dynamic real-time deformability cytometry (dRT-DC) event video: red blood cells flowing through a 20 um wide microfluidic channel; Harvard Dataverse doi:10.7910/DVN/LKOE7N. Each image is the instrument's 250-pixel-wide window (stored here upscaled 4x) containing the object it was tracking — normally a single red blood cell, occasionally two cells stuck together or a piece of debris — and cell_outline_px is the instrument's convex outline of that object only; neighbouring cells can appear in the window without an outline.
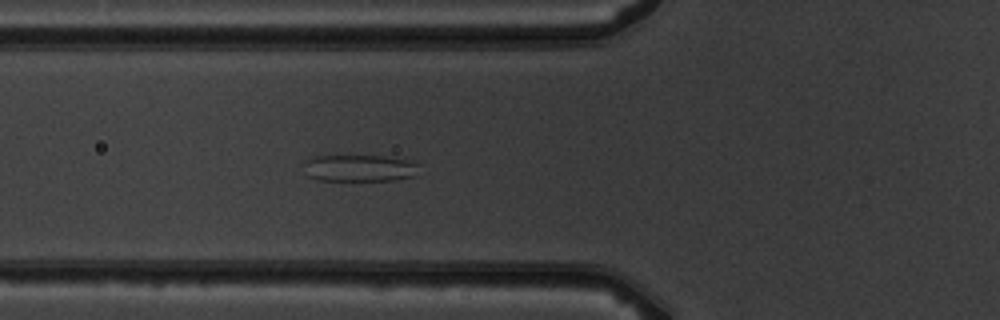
{"species": "common noctule bat (a hibernating species)", "species_latin": "Nyctalus noctula", "temperature_condition": "warm", "stored_images_in_passage": 5, "camera_frame_rate_fps": 3000, "um_per_image_px": 0.085, "animal": {"sex": "male", "body_mass_g": 19.5, "forearm_length_mm": 54.6}, "frame": {"image": 1, "passage_image": 5, "time_ms": 4.667, "image_size_px": [1000, 320], "cell_outline_px": [[420, 164], [416, 176], [396, 180], [316, 180], [308, 176], [304, 164], [304, 160], [312, 156], [388, 156], [416, 160]], "centroid_in_image_um": [30.64, 14.28], "position_along_channel_um": 95.2, "area_um2": 18.44}}